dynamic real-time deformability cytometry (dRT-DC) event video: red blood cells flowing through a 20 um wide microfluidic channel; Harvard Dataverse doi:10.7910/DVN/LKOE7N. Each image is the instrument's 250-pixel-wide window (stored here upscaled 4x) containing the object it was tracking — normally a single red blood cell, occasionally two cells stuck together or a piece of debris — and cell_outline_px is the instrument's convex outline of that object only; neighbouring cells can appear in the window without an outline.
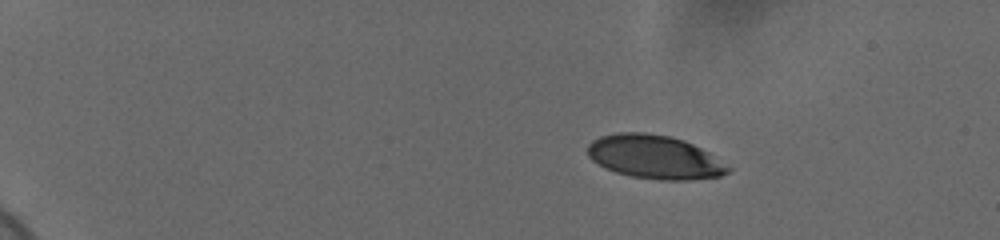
{"species": "human", "species_latin": "Homo sapiens", "temperature_condition": "cold", "stored_images_in_passage": 48, "camera_frame_rate_fps": 3000, "um_per_image_px": 0.085, "donor": {"sex": "female"}, "frame": {"image": 1, "passage_image": 1, "time_ms": 0.0, "image_size_px": [1000, 240], "cell_outline_px": [[732, 168], [728, 172], [720, 176], [688, 180], [660, 180], [632, 176], [616, 172], [592, 160], [588, 156], [588, 144], [592, 140], [600, 136], [616, 132], [644, 132], [668, 136], [684, 140], [708, 152]], "centroid_in_image_um": [55.64, 13.34], "position_along_channel_um": 29.4, "area_um2": 35.49}}
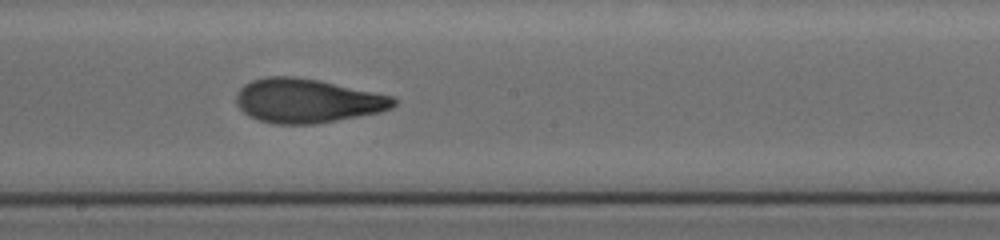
{"frame": {"image": 2, "passage_image": 26, "time_ms": 8.333, "image_size_px": [1000, 240], "cell_outline_px": [[396, 104], [392, 108], [380, 112], [316, 124], [272, 124], [248, 116], [236, 104], [236, 92], [244, 84], [252, 80], [264, 76], [296, 76], [320, 80], [396, 96]], "centroid_in_image_um": [26.12, 8.55], "position_along_channel_um": 222.1, "area_um2": 40.92}}
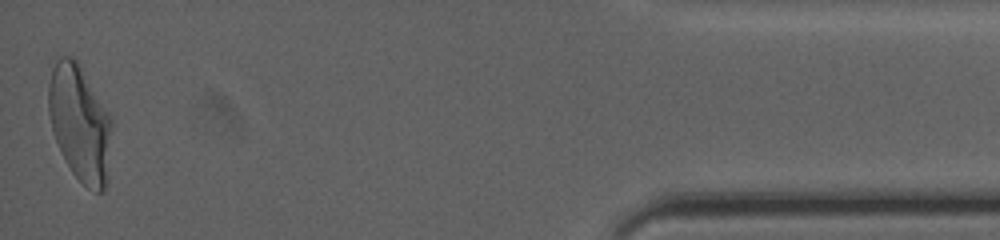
{"frame": {"image": 3, "passage_image": 48, "time_ms": 15.667, "image_size_px": [1000, 240], "cell_outline_px": [[112, 124], [108, 176], [104, 192], [96, 192], [88, 188], [72, 172], [56, 140], [52, 128], [48, 112], [48, 84], [52, 68], [56, 60], [60, 56], [72, 56], [76, 60], [112, 116]], "centroid_in_image_um": [6.8, 10.46], "position_along_channel_um": 428.4, "area_um2": 42.77}, "authors_computed_cell_mechanics": {"area_um2": 39.6219, "velocity_mm_per_s": 3.7007, "shape_relaxation_time_tau1_ms": 5.6607, "shape_relaxation_time_tau2_ms": 1.158, "deformation_change_tau1": 0.1943, "deformation_change_tau2": 0.0804}}